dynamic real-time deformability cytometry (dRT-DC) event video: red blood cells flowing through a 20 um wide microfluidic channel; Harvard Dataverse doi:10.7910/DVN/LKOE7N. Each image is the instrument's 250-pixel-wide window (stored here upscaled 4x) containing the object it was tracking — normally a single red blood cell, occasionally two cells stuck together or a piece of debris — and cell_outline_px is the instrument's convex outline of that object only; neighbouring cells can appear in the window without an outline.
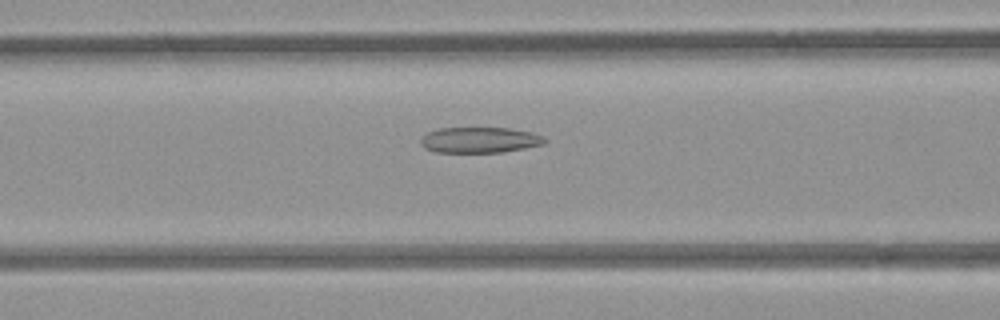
{"species": "common noctule bat (a hibernating species)", "species_latin": "Nyctalus noctula", "temperature_condition": "room temperature", "stored_images_in_passage": 45, "camera_frame_rate_fps": 3000, "um_per_image_px": 0.085, "animal": {"sex": "female", "body_mass_g": 21.9}, "frame": {"image": 1, "passage_image": 14, "time_ms": 4.333, "image_size_px": [1000, 320], "cell_outline_px": [[548, 140], [544, 144], [504, 152], [436, 152], [424, 148], [420, 144], [420, 140], [428, 132], [440, 128], [508, 128], [532, 132], [544, 136]], "centroid_in_image_um": [40.8, 11.9], "position_along_channel_um": 125.8, "area_um2": 18.61}}
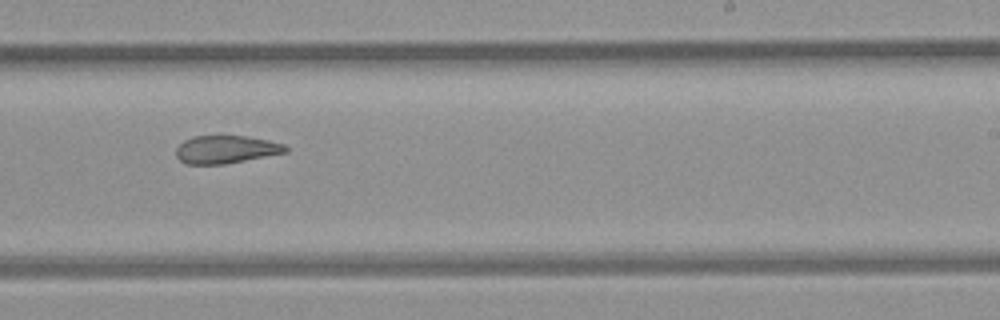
{"frame": {"image": 2, "passage_image": 25, "time_ms": 8.0, "image_size_px": [1000, 320], "cell_outline_px": [[288, 152], [224, 164], [184, 164], [176, 156], [176, 148], [184, 140], [192, 136], [248, 136], [268, 140], [284, 144], [288, 148]], "centroid_in_image_um": [19.2, 12.7], "position_along_channel_um": 269.8, "area_um2": 17.8}}
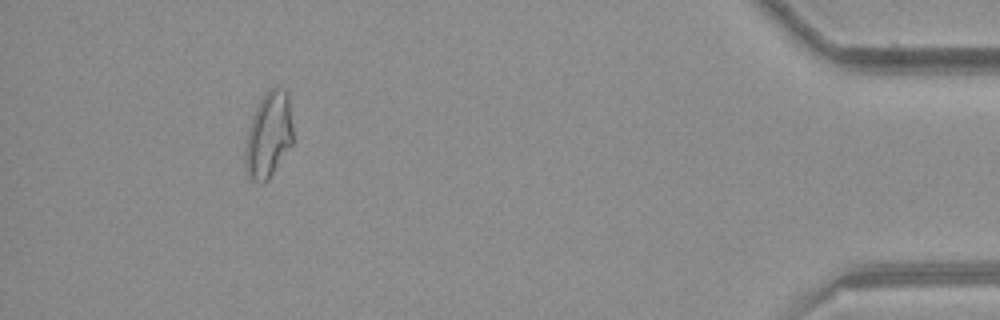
{"frame": {"image": 3, "passage_image": 41, "time_ms": 13.333, "image_size_px": [1000, 320], "cell_outline_px": [[292, 144], [268, 180], [264, 184], [256, 184], [248, 176], [244, 164], [244, 152], [248, 128], [252, 116], [264, 92], [268, 88], [284, 88], [288, 92], [292, 124]], "centroid_in_image_um": [22.81, 11.49], "position_along_channel_um": 412.4, "area_um2": 24.22}, "authors_computed_cell_mechanics": {"area_um2": 20.519, "velocity_mm_per_s": 3.9238, "shape_relaxation_time_tau1_ms": null, "shape_relaxation_time_tau2_ms": 5.2164, "deformation_change_tau1": null, "deformation_change_tau2": 0.1461}}